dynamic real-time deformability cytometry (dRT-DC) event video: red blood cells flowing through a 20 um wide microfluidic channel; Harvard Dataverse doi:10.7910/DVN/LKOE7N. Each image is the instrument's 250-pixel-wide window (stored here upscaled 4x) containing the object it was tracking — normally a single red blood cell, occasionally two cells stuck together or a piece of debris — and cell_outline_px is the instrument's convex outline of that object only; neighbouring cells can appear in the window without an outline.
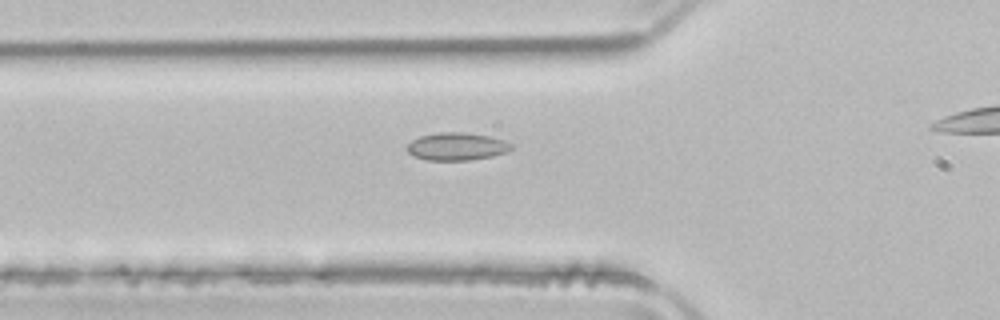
{"species": "common noctule bat (a hibernating species)", "species_latin": "Nyctalus noctula", "temperature_condition": "room temperature", "stored_images_in_passage": 32, "camera_frame_rate_fps": 3000, "um_per_image_px": 0.085, "animal": {"sex": "male", "body_mass_g": 21.5, "forearm_length_mm": 52.0}, "frame": {"image": 1, "passage_image": 5, "time_ms": 1.333, "image_size_px": [1000, 320], "cell_outline_px": [[512, 148], [504, 152], [492, 156], [468, 160], [424, 160], [408, 152], [408, 144], [412, 140], [420, 136], [436, 132], [464, 132], [488, 136], [504, 140], [512, 144]], "centroid_in_image_um": [38.81, 12.44], "position_along_channel_um": 87.0, "area_um2": 16.65}}
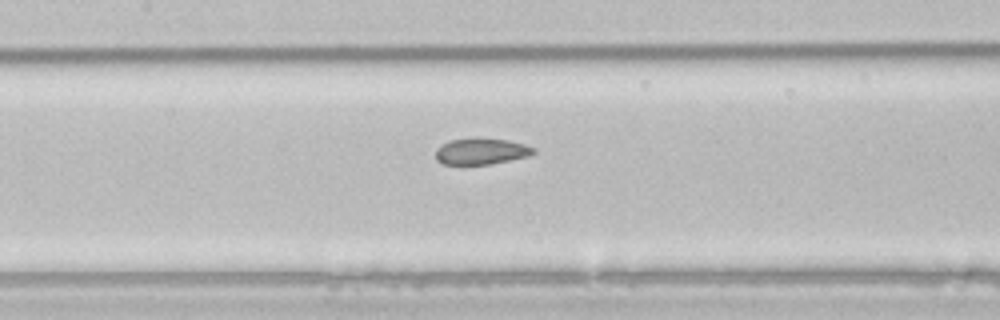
{"frame": {"image": 2, "passage_image": 11, "time_ms": 3.333, "image_size_px": [1000, 320], "cell_outline_px": [[536, 152], [528, 156], [488, 164], [444, 164], [436, 160], [436, 148], [440, 144], [448, 140], [472, 136], [476, 136], [508, 140], [524, 144], [536, 148]], "centroid_in_image_um": [40.86, 12.82], "position_along_channel_um": 166.5, "area_um2": 15.37}}
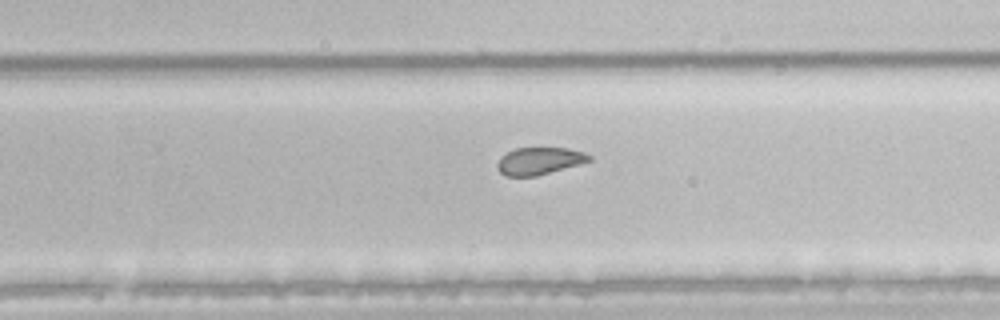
{"frame": {"image": 3, "passage_image": 20, "time_ms": 6.333, "image_size_px": [1000, 320], "cell_outline_px": [[592, 160], [536, 176], [508, 176], [500, 172], [496, 168], [496, 164], [500, 156], [516, 148], [568, 148], [584, 152], [592, 156]], "centroid_in_image_um": [45.82, 13.67], "position_along_channel_um": 284.0, "area_um2": 14.51}, "authors_computed_cell_mechanics": {"area_um2": 15.7794, "velocity_mm_per_s": 3.9416, "shape_relaxation_time_tau1_ms": null, "shape_relaxation_time_tau2_ms": 1.8009, "deformation_change_tau1": null, "deformation_change_tau2": 0.0677}}